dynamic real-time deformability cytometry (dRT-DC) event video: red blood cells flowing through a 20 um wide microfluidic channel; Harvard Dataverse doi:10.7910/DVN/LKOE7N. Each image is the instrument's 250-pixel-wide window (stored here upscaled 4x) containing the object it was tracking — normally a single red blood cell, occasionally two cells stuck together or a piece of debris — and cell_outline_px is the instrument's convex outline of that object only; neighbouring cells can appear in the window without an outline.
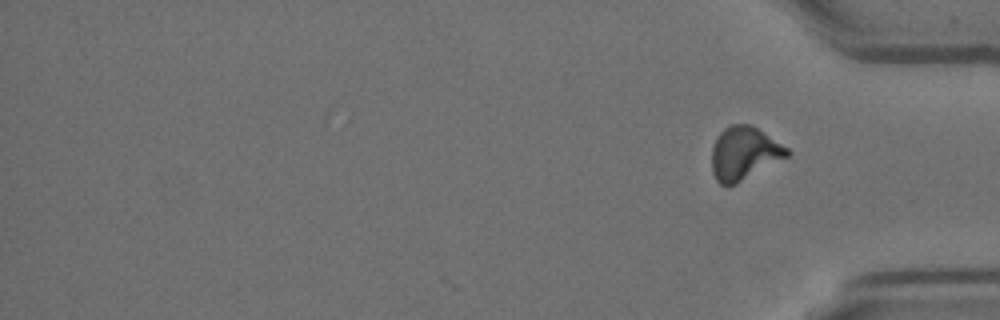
{"species": "Egyptian fruit bat (a non-hibernating species)", "species_latin": "Rousettus aegyptiacus", "temperature_condition": "room temperature", "stored_images_in_passage": 13, "segment_of_instrument_passage": [2, 2], "camera_frame_rate_fps": 3000, "um_per_image_px": 0.085, "animal": {"sex": "female"}, "frame": {"image": 1, "passage_image": 13, "time_ms": 4.0, "image_size_px": [1000, 320], "cell_outline_px": [[792, 152], [788, 156], [736, 184], [720, 184], [716, 180], [712, 172], [712, 148], [716, 136], [724, 128], [732, 124], [752, 124], [788, 148]], "centroid_in_image_um": [63.24, 13.01], "position_along_channel_um": 372.0, "area_um2": 23.29}}